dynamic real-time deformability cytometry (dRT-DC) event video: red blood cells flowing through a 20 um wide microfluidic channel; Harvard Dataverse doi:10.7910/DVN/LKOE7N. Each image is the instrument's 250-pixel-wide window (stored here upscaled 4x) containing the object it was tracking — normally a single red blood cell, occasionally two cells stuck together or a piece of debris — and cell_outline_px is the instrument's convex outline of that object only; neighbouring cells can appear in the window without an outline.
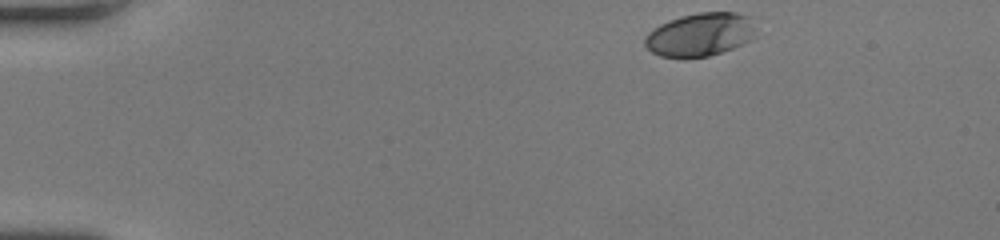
{"species": "human", "species_latin": "Homo sapiens", "temperature_condition": "room temperature", "stored_images_in_passage": 37, "camera_frame_rate_fps": 3000, "um_per_image_px": 0.085, "donor": {"sex": "female"}, "frame": {"image": 1, "passage_image": 1, "time_ms": 0.0, "image_size_px": [1000, 240], "cell_outline_px": [[756, 36], [732, 48], [708, 56], [684, 60], [660, 56], [652, 52], [644, 44], [644, 36], [652, 28], [668, 20], [680, 16], [700, 12], [736, 12], [748, 16]], "centroid_in_image_um": [59.43, 2.96], "position_along_channel_um": 25.6, "area_um2": 28.26}}
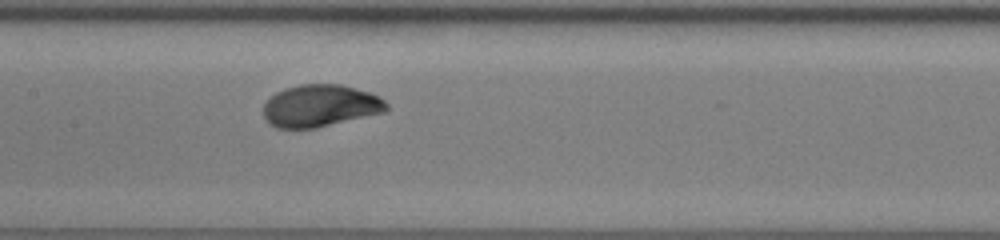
{"frame": {"image": 2, "passage_image": 19, "time_ms": 6.0, "image_size_px": [1000, 240], "cell_outline_px": [[388, 108], [384, 112], [316, 128], [276, 128], [268, 124], [264, 120], [264, 104], [276, 92], [284, 88], [300, 84], [340, 84], [368, 92], [380, 96], [388, 104]], "centroid_in_image_um": [27.2, 8.99], "position_along_channel_um": 180.2, "area_um2": 30.29}}
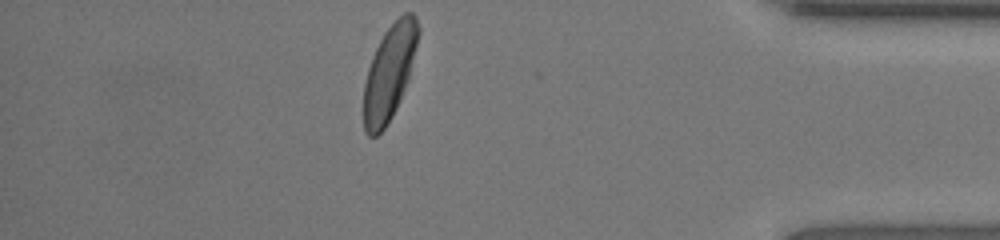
{"frame": {"image": 3, "passage_image": 37, "time_ms": 12.0, "image_size_px": [1000, 240], "cell_outline_px": [[420, 32], [408, 80], [400, 100], [392, 116], [384, 128], [376, 136], [368, 136], [364, 132], [364, 84], [368, 68], [372, 56], [384, 32], [404, 12], [412, 12], [416, 16], [420, 28]], "centroid_in_image_um": [33.11, 6.14], "position_along_channel_um": 402.1, "area_um2": 30.0}, "authors_computed_cell_mechanics": {"area_um2": 29.5358, "velocity_mm_per_s": 4.2602, "shape_relaxation_time_tau1_ms": 2.4534, "shape_relaxation_time_tau2_ms": null, "deformation_change_tau1": 0.168, "deformation_change_tau2": null}}